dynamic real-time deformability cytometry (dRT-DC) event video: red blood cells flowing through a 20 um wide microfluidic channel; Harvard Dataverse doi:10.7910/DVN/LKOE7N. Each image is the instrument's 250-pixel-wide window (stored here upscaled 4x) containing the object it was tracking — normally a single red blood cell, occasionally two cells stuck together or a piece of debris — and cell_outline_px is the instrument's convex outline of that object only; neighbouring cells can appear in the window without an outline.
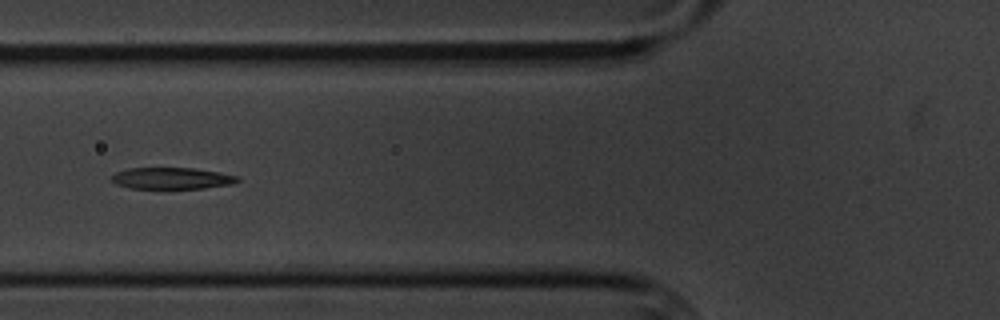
{"species": "common noctule bat (a hibernating species)", "species_latin": "Nyctalus noctula", "temperature_condition": "cold", "stored_images_in_passage": 4, "camera_frame_rate_fps": 3000, "um_per_image_px": 0.085, "animal": {"sex": "male", "body_mass_g": 20.1, "forearm_length_mm": 53.5}, "frame": {"image": 1, "passage_image": 4, "time_ms": 3.667, "image_size_px": [1000, 320], "cell_outline_px": [[240, 180], [232, 184], [204, 188], [128, 188], [116, 184], [112, 180], [112, 176], [116, 172], [128, 168], [192, 168], [220, 172], [236, 176]], "centroid_in_image_um": [14.59, 15.15], "position_along_channel_um": 111.2, "area_um2": 15.66}}